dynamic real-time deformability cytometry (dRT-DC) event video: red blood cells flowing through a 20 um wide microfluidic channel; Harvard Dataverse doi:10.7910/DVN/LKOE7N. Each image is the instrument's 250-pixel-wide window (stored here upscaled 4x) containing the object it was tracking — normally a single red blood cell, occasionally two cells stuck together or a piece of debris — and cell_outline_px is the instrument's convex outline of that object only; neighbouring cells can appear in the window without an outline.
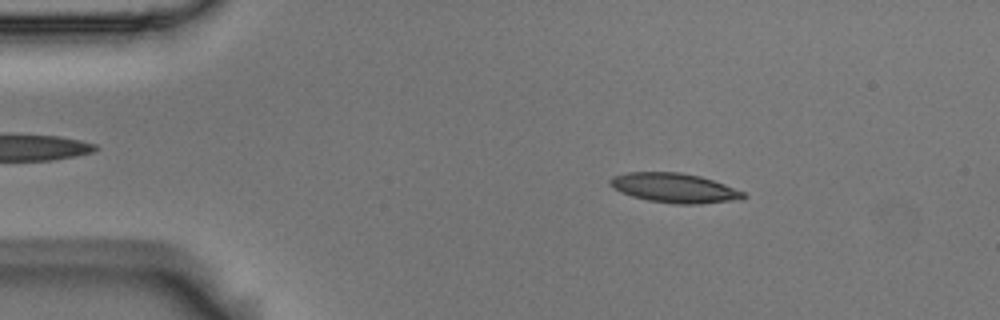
{"species": "Egyptian fruit bat (a non-hibernating species)", "species_latin": "Rousettus aegyptiacus", "temperature_condition": "room temperature", "stored_images_in_passage": 54, "camera_frame_rate_fps": 3000, "um_per_image_px": 0.085, "animal": {"sex": "male"}, "frame": {"image": 1, "passage_image": 8, "time_ms": 2.333, "image_size_px": [1000, 320], "cell_outline_px": [[748, 196], [744, 200], [700, 204], [676, 204], [648, 200], [632, 196], [620, 192], [612, 188], [608, 184], [608, 180], [612, 176], [628, 172], [680, 172], [700, 176], [724, 184], [744, 192]], "centroid_in_image_um": [57.33, 15.98], "position_along_channel_um": 27.7, "area_um2": 23.24}}
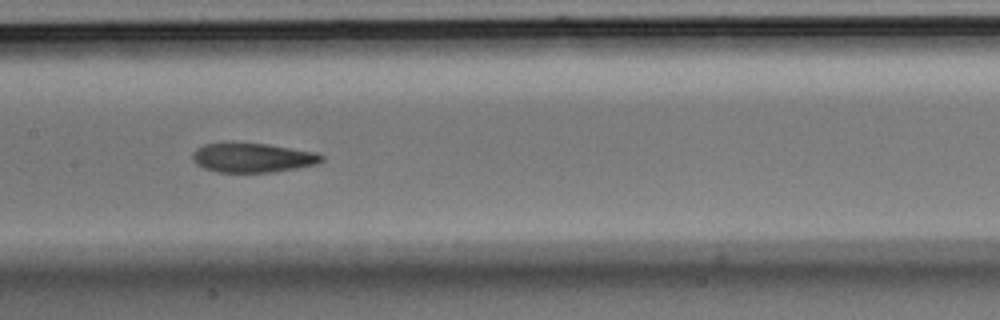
{"frame": {"image": 2, "passage_image": 26, "time_ms": 8.333, "image_size_px": [1000, 320], "cell_outline_px": [[324, 160], [320, 164], [272, 172], [216, 172], [204, 168], [196, 164], [192, 160], [192, 152], [196, 148], [204, 144], [224, 140], [236, 140], [268, 144], [316, 152], [324, 156]], "centroid_in_image_um": [21.42, 13.36], "position_along_channel_um": 186.0, "area_um2": 23.06}}
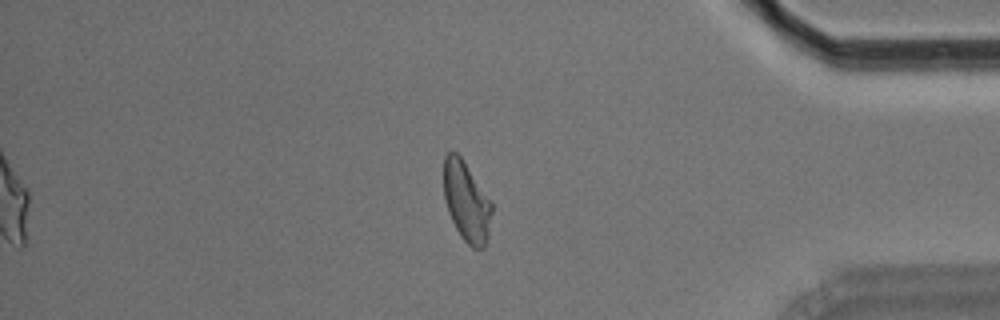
{"frame": {"image": 3, "passage_image": 46, "time_ms": 15.0, "image_size_px": [1000, 320], "cell_outline_px": [[492, 212], [488, 236], [484, 248], [472, 248], [460, 236], [448, 212], [444, 200], [444, 156], [448, 152], [456, 152], [460, 156], [492, 200]], "centroid_in_image_um": [39.66, 17.14], "position_along_channel_um": 395.5, "area_um2": 22.48}, "authors_computed_cell_mechanics": {"area_um2": 22.7732, "velocity_mm_per_s": 3.5967, "shape_relaxation_time_tau1_ms": 8.3787, "shape_relaxation_time_tau2_ms": 2.7727, "deformation_change_tau1": 0.2042, "deformation_change_tau2": 0.0981}}